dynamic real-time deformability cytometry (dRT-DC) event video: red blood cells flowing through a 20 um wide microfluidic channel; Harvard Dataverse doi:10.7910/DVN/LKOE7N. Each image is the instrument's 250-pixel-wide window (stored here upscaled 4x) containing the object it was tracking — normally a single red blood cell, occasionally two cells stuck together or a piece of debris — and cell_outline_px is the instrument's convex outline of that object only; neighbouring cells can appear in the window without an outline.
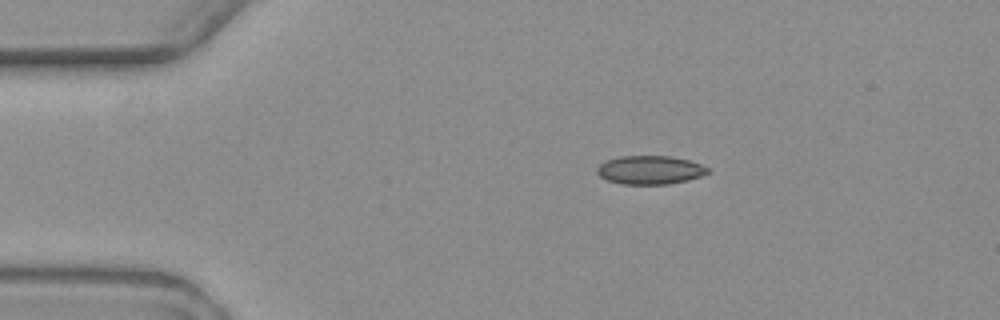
{"species": "common noctule bat (a hibernating species)", "species_latin": "Nyctalus noctula", "temperature_condition": "warm", "stored_images_in_passage": 5, "camera_frame_rate_fps": 3000, "um_per_image_px": 0.085, "animal": {"sex": "female", "body_mass_g": 19.3, "forearm_length_mm": 54.1}, "frame": {"image": 1, "passage_image": 1, "time_ms": 0.0, "image_size_px": [1000, 320], "cell_outline_px": [[708, 172], [700, 176], [688, 180], [668, 184], [620, 184], [608, 180], [600, 176], [596, 172], [596, 168], [600, 164], [608, 160], [620, 156], [672, 156], [688, 160], [700, 164], [708, 168]], "centroid_in_image_um": [55.23, 14.45], "position_along_channel_um": 29.8, "area_um2": 18.32}}
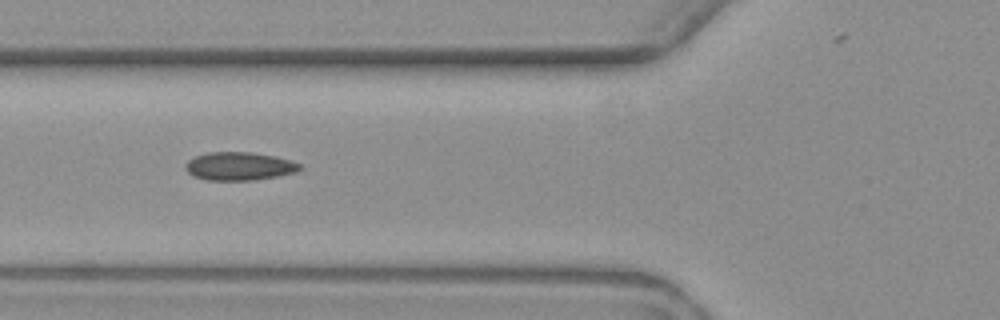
{"frame": {"image": 2, "passage_image": 4, "time_ms": 3.667, "image_size_px": [1000, 320], "cell_outline_px": [[304, 168], [296, 172], [276, 176], [252, 180], [204, 180], [192, 176], [188, 172], [188, 160], [196, 156], [208, 152], [252, 152], [276, 156], [292, 160], [300, 164]], "centroid_in_image_um": [20.39, 14.12], "position_along_channel_um": 105.4, "area_um2": 18.79}}
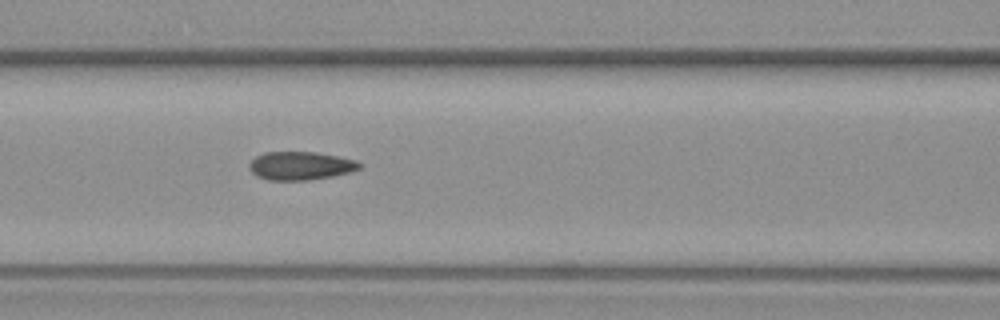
{"frame": {"image": 3, "passage_image": 5, "time_ms": 4.667, "image_size_px": [1000, 320], "cell_outline_px": [[364, 164], [360, 168], [352, 172], [332, 176], [308, 180], [268, 180], [256, 176], [248, 168], [248, 164], [256, 156], [264, 152], [316, 152], [340, 156], [356, 160]], "centroid_in_image_um": [25.57, 14.08], "position_along_channel_um": 141.0, "area_um2": 18.44}}